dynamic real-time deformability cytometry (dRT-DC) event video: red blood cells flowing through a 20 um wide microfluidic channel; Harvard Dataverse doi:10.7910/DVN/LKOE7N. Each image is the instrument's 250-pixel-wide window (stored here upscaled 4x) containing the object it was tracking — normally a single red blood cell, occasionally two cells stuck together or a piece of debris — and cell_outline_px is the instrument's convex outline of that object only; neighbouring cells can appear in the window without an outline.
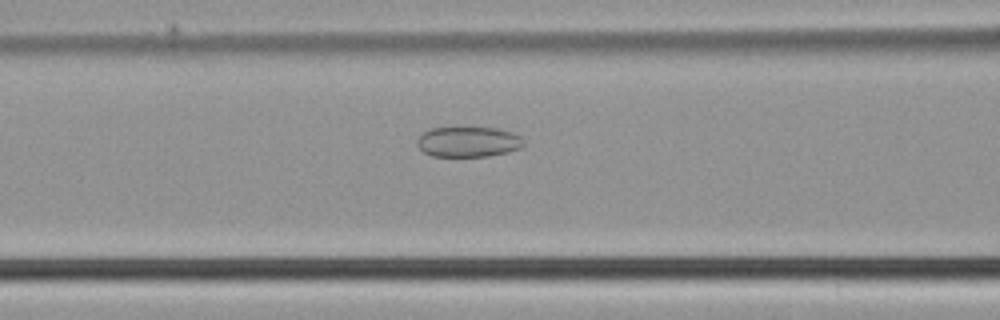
{"species": "common noctule bat (a hibernating species)", "species_latin": "Nyctalus noctula", "temperature_condition": "cold", "stored_images_in_passage": 37, "camera_frame_rate_fps": 3000, "um_per_image_px": 0.085, "animal": {"sex": "male", "body_mass_g": 21.5, "forearm_length_mm": 52.0}, "frame": {"image": 1, "passage_image": 8, "time_ms": 2.333, "image_size_px": [1000, 320], "cell_outline_px": [[524, 144], [520, 148], [508, 152], [488, 156], [432, 156], [424, 152], [416, 144], [416, 140], [428, 128], [496, 128], [512, 132], [520, 136], [524, 140]], "centroid_in_image_um": [39.8, 12.05], "position_along_channel_um": 126.8, "area_um2": 18.79}}
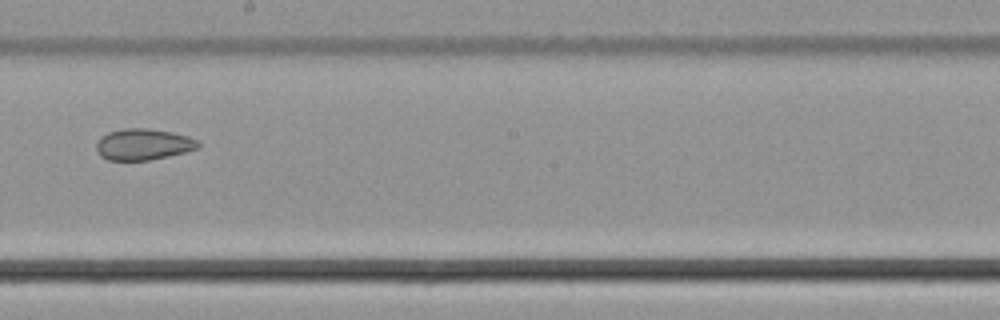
{"frame": {"image": 2, "passage_image": 16, "time_ms": 5.0, "image_size_px": [1000, 320], "cell_outline_px": [[200, 144], [196, 148], [184, 152], [168, 156], [148, 160], [108, 160], [100, 156], [96, 152], [96, 144], [100, 136], [108, 132], [124, 128], [148, 128], [172, 132], [188, 136], [196, 140]], "centroid_in_image_um": [12.12, 12.26], "position_along_channel_um": 236.1, "area_um2": 18.55}}
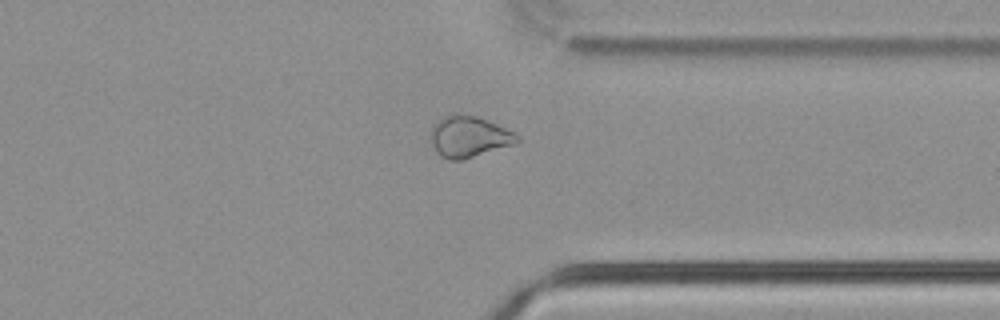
{"frame": {"image": 3, "passage_image": 26, "time_ms": 8.333, "image_size_px": [1000, 320], "cell_outline_px": [[520, 140], [516, 144], [464, 160], [448, 160], [440, 156], [436, 152], [428, 136], [432, 124], [444, 116], [456, 112], [476, 116], [496, 124], [520, 136]], "centroid_in_image_um": [39.81, 11.62], "position_along_channel_um": 371.6, "area_um2": 21.21}}